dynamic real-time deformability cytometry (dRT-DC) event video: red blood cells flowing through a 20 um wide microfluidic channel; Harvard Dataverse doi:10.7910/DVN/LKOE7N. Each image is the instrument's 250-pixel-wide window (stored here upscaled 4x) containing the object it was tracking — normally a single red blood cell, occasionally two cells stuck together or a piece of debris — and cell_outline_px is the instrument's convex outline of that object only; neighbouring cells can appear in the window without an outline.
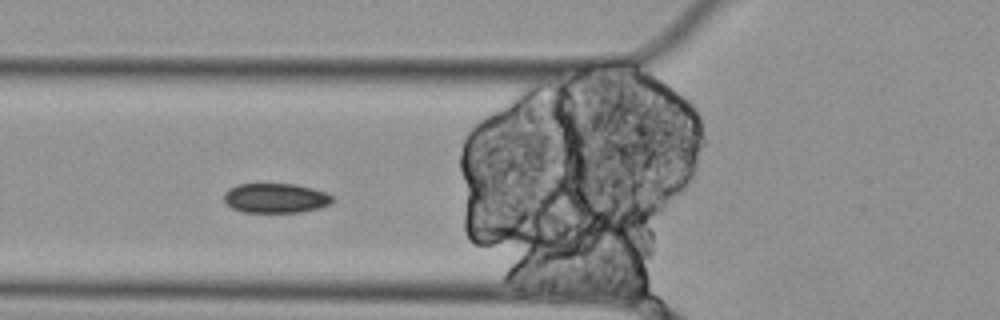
{"species": "Egyptian fruit bat (a non-hibernating species)", "species_latin": "Rousettus aegyptiacus", "temperature_condition": "cold", "stored_images_in_passage": 7, "segment_of_instrument_passage": [1, 2], "camera_frame_rate_fps": 3000, "um_per_image_px": 0.085, "animal": {"sex": "female"}, "frame": {"image": 1, "passage_image": 4, "time_ms": 1.0, "image_size_px": [1000, 320], "cell_outline_px": [[332, 200], [328, 204], [320, 208], [300, 212], [240, 212], [232, 208], [224, 200], [224, 192], [228, 188], [236, 184], [296, 184], [312, 188], [324, 192], [332, 196]], "centroid_in_image_um": [23.38, 16.84], "position_along_channel_um": 102.4, "area_um2": 18.73}}
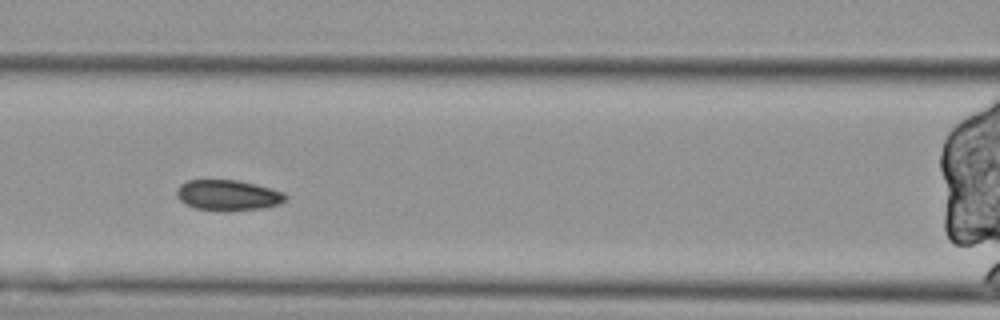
{"frame": {"image": 2, "passage_image": 5, "time_ms": 1.333, "image_size_px": [1000, 320], "cell_outline_px": [[288, 196], [280, 204], [264, 208], [224, 212], [196, 208], [184, 204], [176, 196], [176, 192], [180, 184], [188, 180], [236, 180], [256, 184], [272, 188], [284, 192]], "centroid_in_image_um": [19.38, 16.6], "position_along_channel_um": 147.2, "area_um2": 19.71}}
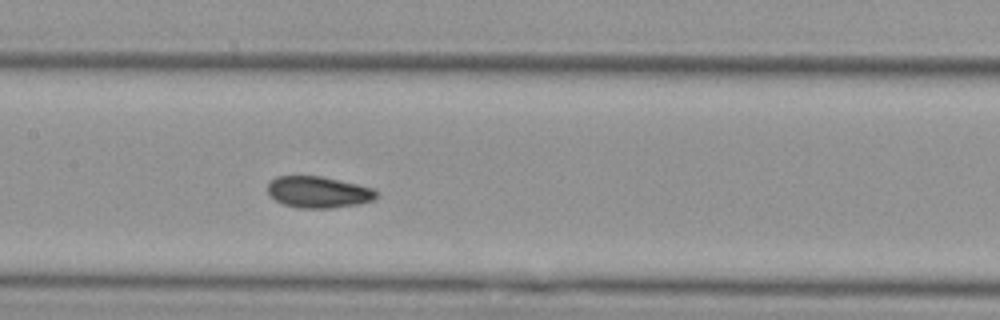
{"frame": {"image": 3, "passage_image": 6, "time_ms": 1.667, "image_size_px": [1000, 320], "cell_outline_px": [[376, 196], [372, 200], [360, 204], [332, 208], [296, 208], [284, 204], [276, 200], [268, 192], [268, 184], [276, 176], [320, 176], [356, 184], [372, 188], [376, 192]], "centroid_in_image_um": [27.04, 16.34], "position_along_channel_um": 180.4, "area_um2": 19.71}}